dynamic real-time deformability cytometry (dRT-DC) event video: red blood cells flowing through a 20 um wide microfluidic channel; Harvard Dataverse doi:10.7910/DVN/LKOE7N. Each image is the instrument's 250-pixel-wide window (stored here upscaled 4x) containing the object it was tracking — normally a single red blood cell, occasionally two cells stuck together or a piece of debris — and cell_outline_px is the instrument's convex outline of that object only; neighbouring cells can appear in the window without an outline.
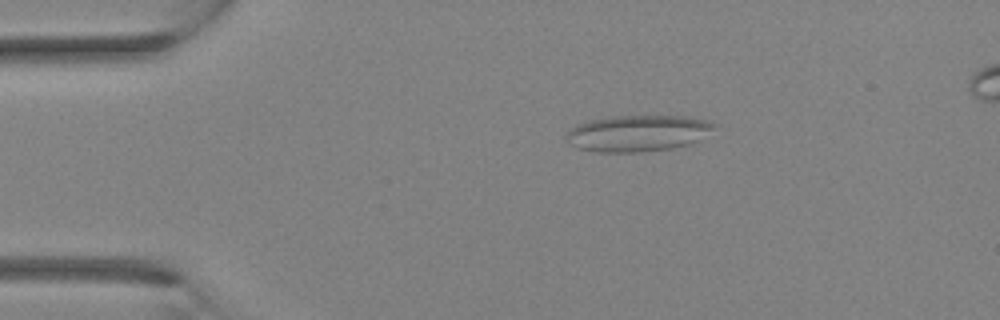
{"species": "Egyptian fruit bat (a non-hibernating species)", "species_latin": "Rousettus aegyptiacus", "temperature_condition": "room temperature", "stored_images_in_passage": 3, "camera_frame_rate_fps": 3000, "um_per_image_px": 0.085, "animal": {"sex": "female"}, "frame": {"image": 1, "passage_image": 1, "time_ms": 0.0, "image_size_px": [1000, 320], "cell_outline_px": [[716, 128], [700, 140], [692, 144], [644, 152], [592, 152], [576, 148], [568, 144], [564, 136], [576, 124], [592, 120], [612, 116], [688, 116], [708, 120], [716, 124]], "centroid_in_image_um": [54.22, 11.33], "position_along_channel_um": 30.8, "area_um2": 31.73}}